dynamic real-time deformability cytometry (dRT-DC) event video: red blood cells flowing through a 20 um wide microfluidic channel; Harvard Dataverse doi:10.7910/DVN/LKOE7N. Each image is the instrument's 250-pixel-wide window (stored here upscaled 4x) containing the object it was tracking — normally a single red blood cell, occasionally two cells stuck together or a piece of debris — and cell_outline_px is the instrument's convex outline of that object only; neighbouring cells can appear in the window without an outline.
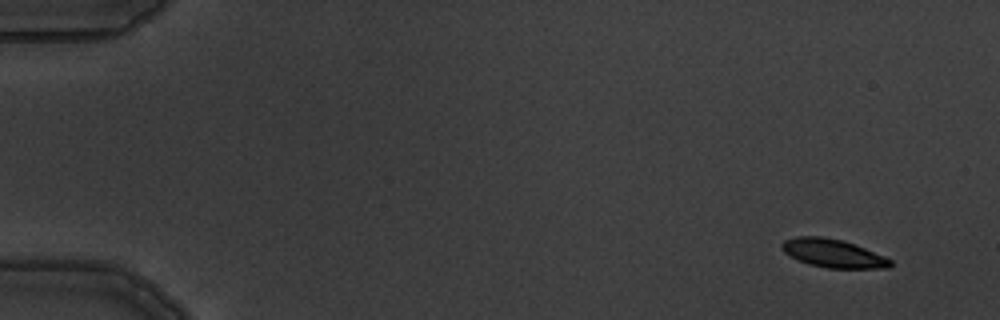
{"species": "common noctule bat (a hibernating species)", "species_latin": "Nyctalus noctula", "temperature_condition": "warm", "stored_images_in_passage": 4, "camera_frame_rate_fps": 3000, "um_per_image_px": 0.085, "animal": {"sex": "male", "body_mass_g": 19.5, "forearm_length_mm": 54.6}, "frame": {"image": 1, "passage_image": 1, "time_ms": 0.0, "image_size_px": [1000, 320], "cell_outline_px": [[892, 264], [888, 268], [828, 268], [808, 264], [784, 252], [780, 248], [780, 244], [784, 240], [796, 236], [824, 236], [844, 240], [884, 256], [892, 260]], "centroid_in_image_um": [70.79, 21.52], "position_along_channel_um": 14.2, "area_um2": 17.92}}